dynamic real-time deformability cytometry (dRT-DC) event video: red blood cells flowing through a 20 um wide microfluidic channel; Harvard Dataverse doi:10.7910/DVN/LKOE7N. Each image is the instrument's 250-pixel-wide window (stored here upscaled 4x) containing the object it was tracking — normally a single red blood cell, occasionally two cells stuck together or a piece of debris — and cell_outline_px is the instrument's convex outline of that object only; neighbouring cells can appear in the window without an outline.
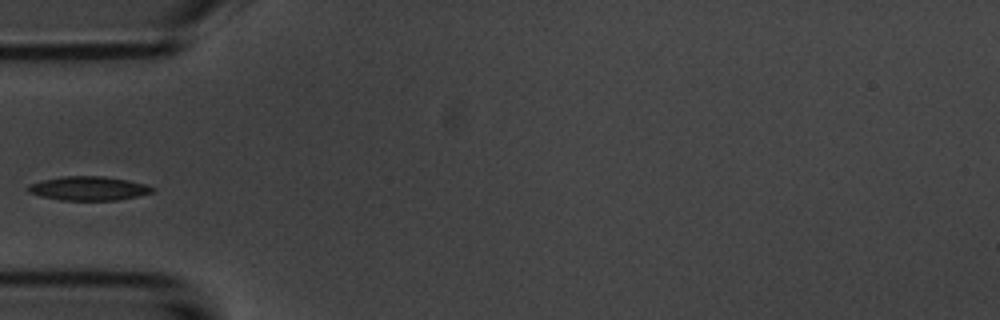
{"species": "common noctule bat (a hibernating species)", "species_latin": "Nyctalus noctula", "temperature_condition": "room temperature", "stored_images_in_passage": 3, "camera_frame_rate_fps": 3000, "um_per_image_px": 0.085, "animal": {"sex": "male", "body_mass_g": 20.1, "forearm_length_mm": 53.5}, "frame": {"image": 1, "passage_image": 3, "time_ms": 3.0, "image_size_px": [1000, 320], "cell_outline_px": [[156, 188], [152, 192], [120, 200], [60, 200], [40, 196], [28, 192], [28, 188], [32, 184], [40, 180], [60, 176], [104, 176], [128, 180], [148, 184]], "centroid_in_image_um": [7.55, 16.01], "position_along_channel_um": 77.4, "area_um2": 17.46}}